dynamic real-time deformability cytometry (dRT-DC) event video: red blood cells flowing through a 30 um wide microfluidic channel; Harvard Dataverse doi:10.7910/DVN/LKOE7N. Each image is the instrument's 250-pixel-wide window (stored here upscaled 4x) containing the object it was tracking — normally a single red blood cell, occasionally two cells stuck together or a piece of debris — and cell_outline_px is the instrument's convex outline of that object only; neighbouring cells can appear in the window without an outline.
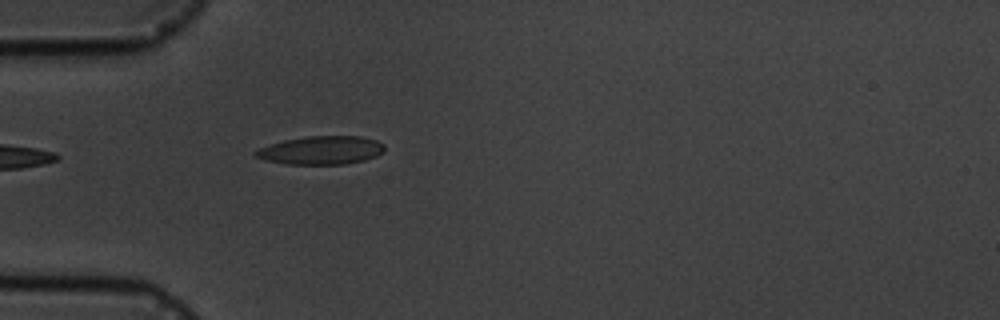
{"species": "common noctule bat (a hibernating species)", "species_latin": "Nyctalus noctula", "temperature_condition": "cold", "stored_images_in_passage": 4, "camera_frame_rate_fps": 3000, "um_per_image_px": 0.085, "animal": {"sex": "male", "body_mass_g": 19.5, "forearm_length_mm": 54.6}, "frame": {"image": 1, "passage_image": 4, "time_ms": 3.667, "image_size_px": [1000, 320], "cell_outline_px": [[384, 152], [376, 156], [364, 160], [344, 164], [284, 164], [264, 160], [256, 156], [252, 152], [260, 148], [284, 140], [308, 136], [360, 136], [376, 140], [384, 144]], "centroid_in_image_um": [27.31, 12.77], "position_along_channel_um": 57.7, "area_um2": 21.27}}